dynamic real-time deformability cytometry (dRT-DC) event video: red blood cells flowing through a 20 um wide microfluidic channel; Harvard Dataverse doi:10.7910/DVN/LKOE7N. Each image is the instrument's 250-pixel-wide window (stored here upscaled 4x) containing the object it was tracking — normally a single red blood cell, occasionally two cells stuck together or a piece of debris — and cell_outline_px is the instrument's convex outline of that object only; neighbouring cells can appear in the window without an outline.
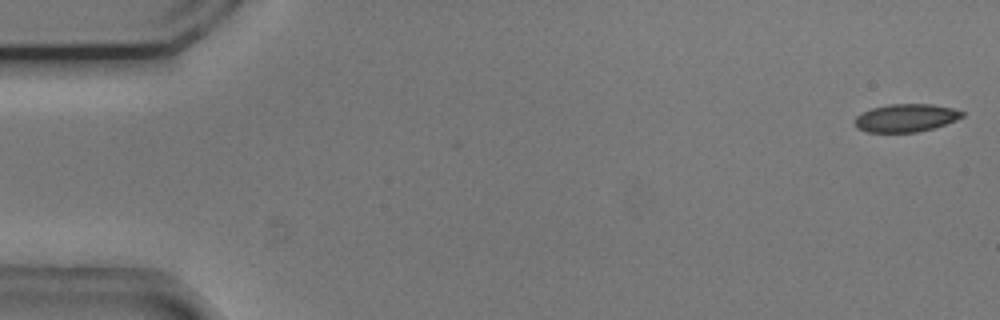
{"species": "common noctule bat (a hibernating species)", "species_latin": "Nyctalus noctula", "temperature_condition": "cold", "stored_images_in_passage": 16, "camera_frame_rate_fps": 3000, "um_per_image_px": 0.085, "animal": {"sex": "male", "body_mass_g": 20.5, "forearm_length_mm": 52.5}, "frame": {"image": 1, "passage_image": 1, "time_ms": 0.0, "image_size_px": [1000, 320], "cell_outline_px": [[964, 116], [956, 120], [932, 128], [916, 132], [868, 132], [856, 128], [856, 116], [872, 108], [888, 104], [932, 104], [952, 108], [964, 112]], "centroid_in_image_um": [77.01, 10.02], "position_along_channel_um": 8.0, "area_um2": 17.28}}